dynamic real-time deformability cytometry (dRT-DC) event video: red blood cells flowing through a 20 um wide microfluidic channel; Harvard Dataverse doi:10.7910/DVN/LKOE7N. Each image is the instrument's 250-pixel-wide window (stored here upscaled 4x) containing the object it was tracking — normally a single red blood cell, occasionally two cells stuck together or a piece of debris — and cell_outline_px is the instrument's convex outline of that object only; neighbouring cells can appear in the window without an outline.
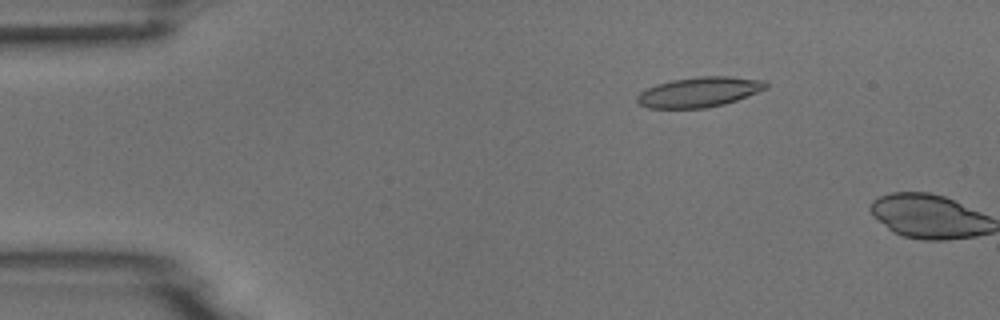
{"species": "common noctule bat (a hibernating species)", "species_latin": "Nyctalus noctula", "temperature_condition": "room temperature", "stored_images_in_passage": 2, "camera_frame_rate_fps": 3000, "um_per_image_px": 0.085, "animal": {"sex": "male", "body_mass_g": 18.8}, "frame": {"image": 1, "passage_image": 1, "time_ms": 0.0, "image_size_px": [1000, 320], "cell_outline_px": [[768, 88], [736, 100], [724, 104], [704, 108], [648, 108], [640, 104], [636, 100], [636, 96], [640, 92], [656, 84], [672, 80], [700, 76], [728, 76], [764, 80], [768, 84]], "centroid_in_image_um": [59.43, 7.82], "position_along_channel_um": 25.6, "area_um2": 22.48}}